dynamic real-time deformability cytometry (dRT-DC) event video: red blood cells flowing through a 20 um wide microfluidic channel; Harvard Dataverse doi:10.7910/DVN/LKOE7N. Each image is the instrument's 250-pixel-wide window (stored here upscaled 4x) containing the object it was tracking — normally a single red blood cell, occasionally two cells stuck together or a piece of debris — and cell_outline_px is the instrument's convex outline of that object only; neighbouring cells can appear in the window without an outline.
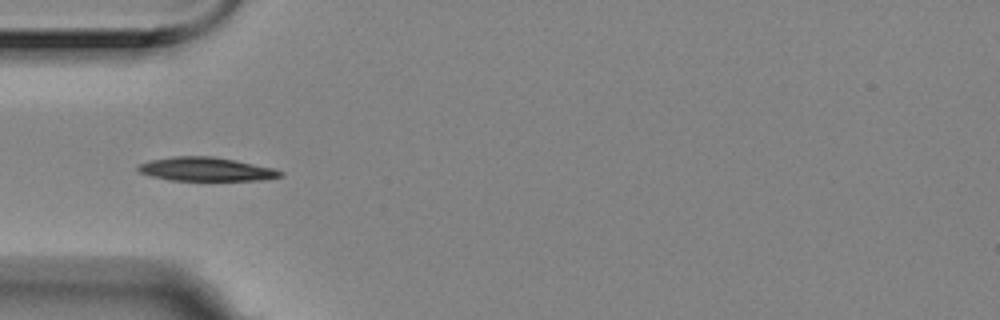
{"species": "Egyptian fruit bat (a non-hibernating species)", "species_latin": "Rousettus aegyptiacus", "temperature_condition": "room temperature", "stored_images_in_passage": 6, "camera_frame_rate_fps": 3000, "um_per_image_px": 0.085, "animal": {"sex": "female"}, "frame": {"image": 1, "passage_image": 5, "time_ms": 1.333, "image_size_px": [1000, 320], "cell_outline_px": [[284, 176], [264, 180], [168, 180], [152, 176], [140, 172], [136, 168], [140, 164], [152, 160], [172, 156], [212, 156], [236, 160], [272, 168], [284, 172]], "centroid_in_image_um": [17.54, 14.38], "position_along_channel_um": 67.5, "area_um2": 19.59}}
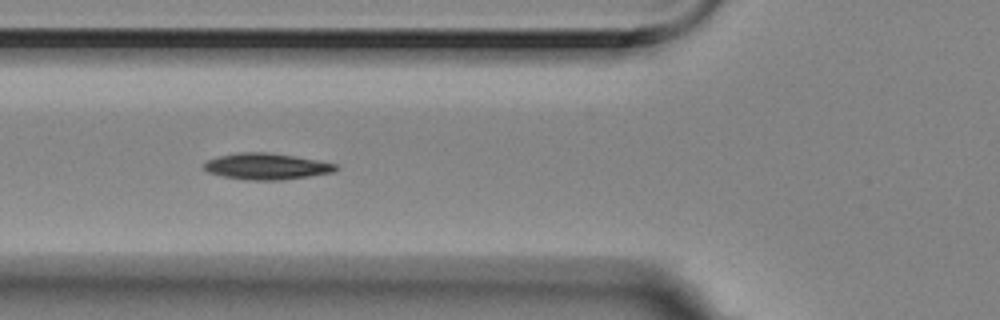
{"frame": {"image": 2, "passage_image": 6, "time_ms": 1.667, "image_size_px": [1000, 320], "cell_outline_px": [[340, 168], [332, 172], [308, 176], [280, 180], [248, 180], [224, 176], [208, 172], [204, 168], [204, 164], [208, 160], [220, 156], [236, 152], [268, 152], [296, 156], [336, 164]], "centroid_in_image_um": [22.66, 14.13], "position_along_channel_um": 103.1, "area_um2": 20.0}}